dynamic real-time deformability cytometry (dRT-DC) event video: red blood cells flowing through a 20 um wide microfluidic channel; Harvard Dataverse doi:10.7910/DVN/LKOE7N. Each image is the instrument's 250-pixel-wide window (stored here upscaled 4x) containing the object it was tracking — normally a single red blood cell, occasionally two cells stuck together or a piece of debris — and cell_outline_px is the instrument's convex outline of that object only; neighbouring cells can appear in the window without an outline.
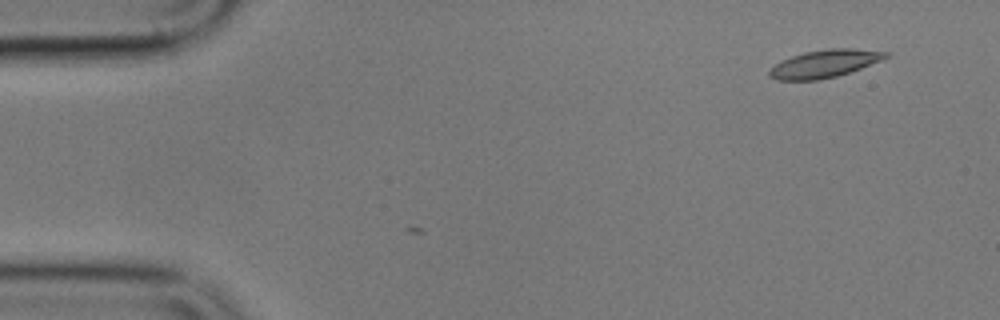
{"species": "common noctule bat (a hibernating species)", "species_latin": "Nyctalus noctula", "temperature_condition": "cold", "stored_images_in_passage": 3, "camera_frame_rate_fps": 3000, "um_per_image_px": 0.085, "animal": {"sex": "male", "body_mass_g": 17.9}, "frame": {"image": 1, "passage_image": 1, "time_ms": 0.0, "image_size_px": [1000, 320], "cell_outline_px": [[892, 52], [888, 56], [880, 60], [860, 68], [836, 76], [820, 80], [776, 80], [768, 76], [768, 72], [776, 64], [792, 56], [804, 52], [828, 48], [848, 48]], "centroid_in_image_um": [70.07, 5.41], "position_along_channel_um": 14.9, "area_um2": 18.55}}